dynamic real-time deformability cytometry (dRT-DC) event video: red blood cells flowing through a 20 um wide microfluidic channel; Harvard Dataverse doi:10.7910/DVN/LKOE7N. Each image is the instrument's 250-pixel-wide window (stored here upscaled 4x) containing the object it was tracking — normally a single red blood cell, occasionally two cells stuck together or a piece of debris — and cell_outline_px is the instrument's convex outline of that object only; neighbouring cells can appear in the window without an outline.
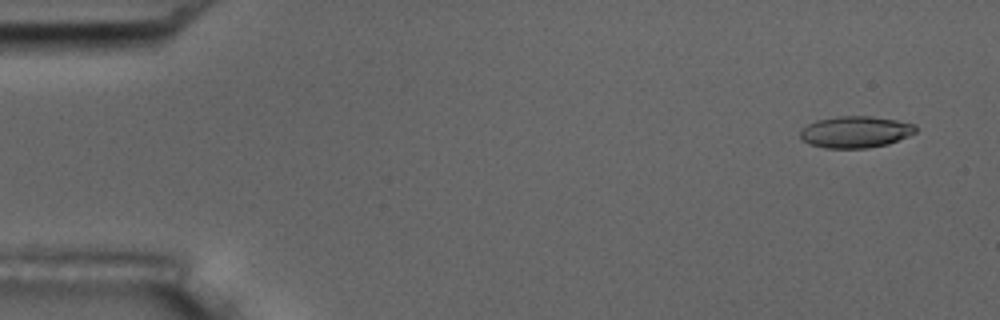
{"species": "common noctule bat (a hibernating species)", "species_latin": "Nyctalus noctula", "temperature_condition": "room temperature", "stored_images_in_passage": 4, "camera_frame_rate_fps": 3000, "um_per_image_px": 0.085, "animal": {"sex": "male", "body_mass_g": 17.5, "forearm_length_mm": 52.3}, "frame": {"image": 1, "passage_image": 1, "time_ms": 0.0, "image_size_px": [1000, 320], "cell_outline_px": [[916, 132], [908, 136], [888, 144], [868, 148], [824, 148], [812, 144], [804, 140], [800, 136], [800, 128], [816, 120], [840, 116], [872, 116], [896, 120], [916, 124]], "centroid_in_image_um": [72.72, 11.21], "position_along_channel_um": 12.3, "area_um2": 21.27}}
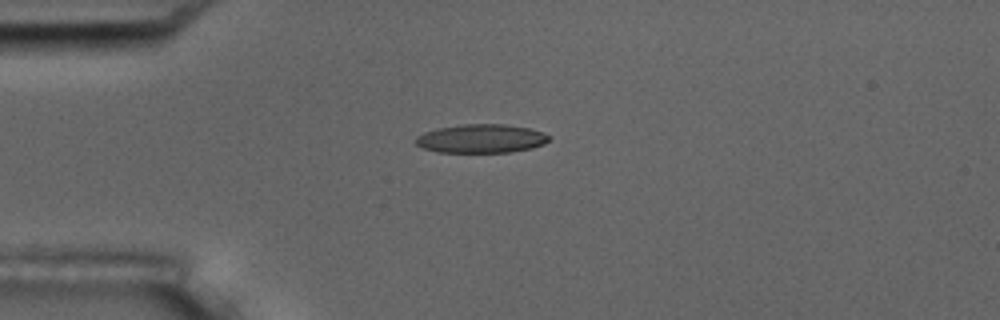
{"frame": {"image": 2, "passage_image": 4, "time_ms": 3.667, "image_size_px": [1000, 320], "cell_outline_px": [[552, 136], [544, 144], [532, 148], [508, 152], [440, 152], [424, 148], [416, 144], [416, 136], [424, 132], [440, 128], [464, 124], [504, 124], [528, 128], [544, 132]], "centroid_in_image_um": [40.94, 11.78], "position_along_channel_um": 44.1, "area_um2": 22.14}}